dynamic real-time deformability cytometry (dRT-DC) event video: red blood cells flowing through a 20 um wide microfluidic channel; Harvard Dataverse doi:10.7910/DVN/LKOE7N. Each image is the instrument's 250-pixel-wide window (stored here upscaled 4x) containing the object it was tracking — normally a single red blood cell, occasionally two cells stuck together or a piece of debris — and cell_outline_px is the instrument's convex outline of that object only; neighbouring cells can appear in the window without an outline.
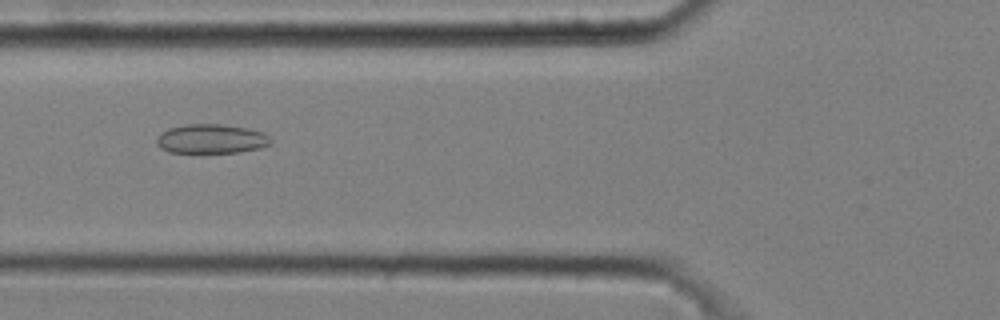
{"species": "common noctule bat (a hibernating species)", "species_latin": "Nyctalus noctula", "temperature_condition": "cold", "stored_images_in_passage": 12, "camera_frame_rate_fps": 3000, "um_per_image_px": 0.085, "animal": {"sex": "male", "body_mass_g": 20.4}, "frame": {"image": 1, "passage_image": 4, "time_ms": 1.0, "image_size_px": [1000, 320], "cell_outline_px": [[272, 144], [260, 148], [240, 152], [168, 152], [160, 148], [156, 140], [160, 132], [168, 128], [184, 124], [220, 124], [248, 128], [264, 132], [272, 140]], "centroid_in_image_um": [17.97, 11.79], "position_along_channel_um": 107.8, "area_um2": 19.59}}
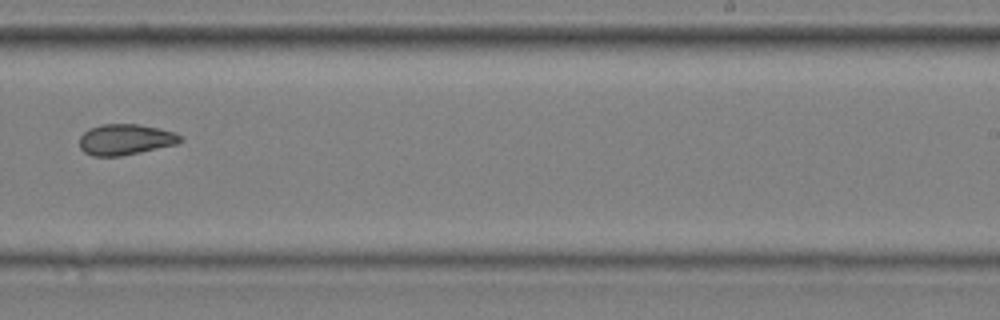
{"frame": {"image": 2, "passage_image": 8, "time_ms": 2.333, "image_size_px": [1000, 320], "cell_outline_px": [[184, 140], [176, 144], [140, 152], [120, 156], [92, 156], [84, 152], [80, 148], [80, 136], [88, 128], [104, 124], [136, 124], [160, 128], [176, 132], [184, 136]], "centroid_in_image_um": [10.69, 11.85], "position_along_channel_um": 278.3, "area_um2": 18.26}}
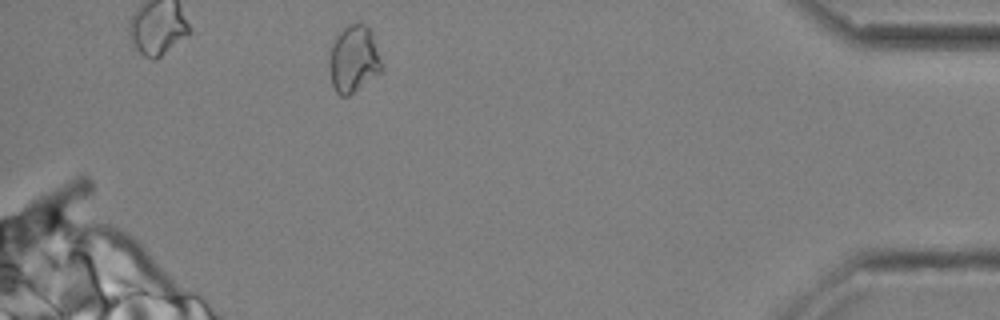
{"frame": {"image": 3, "passage_image": 12, "time_ms": 3.667, "image_size_px": [1000, 320], "cell_outline_px": [[380, 72], [348, 96], [340, 96], [336, 92], [332, 84], [328, 64], [328, 56], [332, 44], [336, 36], [348, 24], [364, 24], [368, 28], [380, 60]], "centroid_in_image_um": [29.98, 5.05], "position_along_channel_um": 405.2, "area_um2": 19.83}}